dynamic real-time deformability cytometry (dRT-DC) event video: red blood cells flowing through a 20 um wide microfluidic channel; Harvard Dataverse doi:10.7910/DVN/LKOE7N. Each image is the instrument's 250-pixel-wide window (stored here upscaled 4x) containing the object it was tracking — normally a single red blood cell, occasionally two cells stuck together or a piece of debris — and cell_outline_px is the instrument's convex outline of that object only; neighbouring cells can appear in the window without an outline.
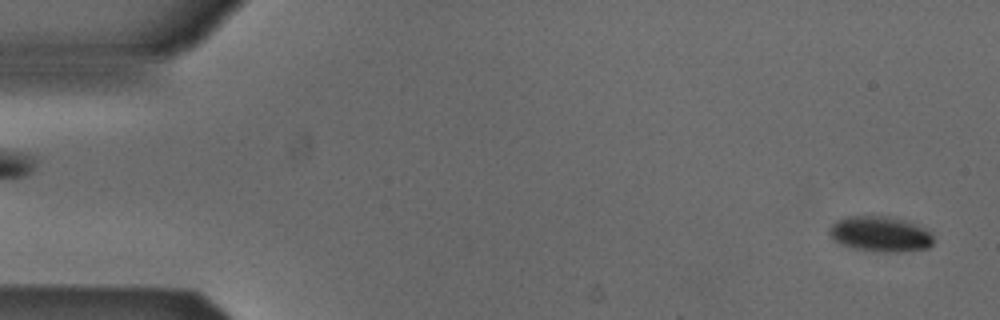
{"species": "Egyptian fruit bat (a non-hibernating species)", "species_latin": "Rousettus aegyptiacus", "temperature_condition": "cold", "stored_images_in_passage": 21, "camera_frame_rate_fps": 3000, "um_per_image_px": 0.085, "animal": {"sex": "male"}, "frame": {"image": 1, "passage_image": 1, "time_ms": 0.0, "image_size_px": [1000, 320], "cell_outline_px": [[932, 244], [928, 248], [900, 252], [884, 252], [856, 248], [844, 244], [836, 240], [828, 232], [832, 224], [836, 220], [848, 216], [888, 216], [904, 220], [928, 228], [932, 236]], "centroid_in_image_um": [74.87, 19.88], "position_along_channel_um": 10.1, "area_um2": 21.27}}
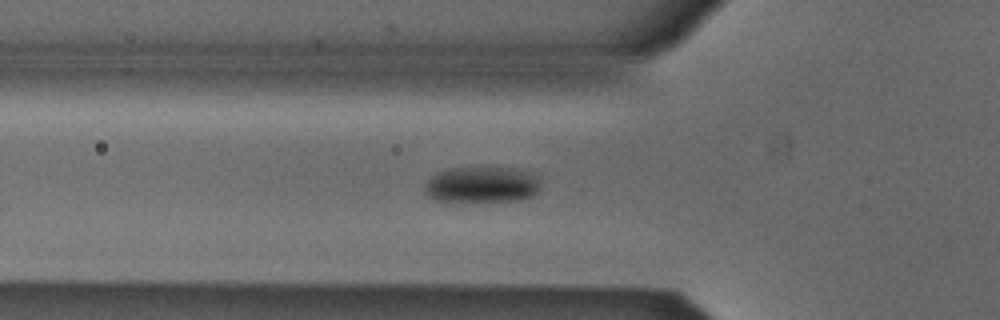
{"frame": {"image": 2, "passage_image": 17, "time_ms": 5.333, "image_size_px": [1000, 320], "cell_outline_px": [[540, 176], [536, 192], [532, 196], [520, 200], [456, 204], [444, 204], [428, 196], [424, 192], [424, 184], [432, 176], [440, 172], [452, 168], [516, 168]], "centroid_in_image_um": [40.9, 15.76], "position_along_channel_um": 84.9, "area_um2": 25.2}}
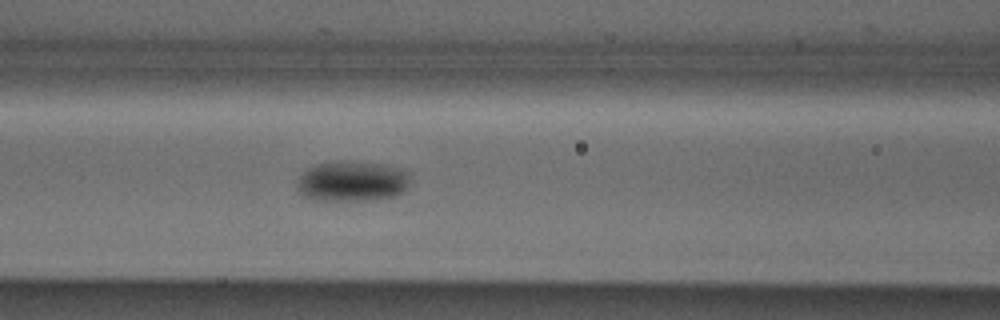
{"frame": {"image": 3, "passage_image": 21, "time_ms": 6.667, "image_size_px": [1000, 320], "cell_outline_px": [[408, 188], [404, 192], [396, 196], [368, 200], [316, 200], [304, 196], [296, 188], [296, 180], [300, 172], [316, 164], [336, 160], [352, 160], [384, 164], [400, 168], [408, 172]], "centroid_in_image_um": [29.9, 15.38], "position_along_channel_um": 136.7, "area_um2": 27.28}}